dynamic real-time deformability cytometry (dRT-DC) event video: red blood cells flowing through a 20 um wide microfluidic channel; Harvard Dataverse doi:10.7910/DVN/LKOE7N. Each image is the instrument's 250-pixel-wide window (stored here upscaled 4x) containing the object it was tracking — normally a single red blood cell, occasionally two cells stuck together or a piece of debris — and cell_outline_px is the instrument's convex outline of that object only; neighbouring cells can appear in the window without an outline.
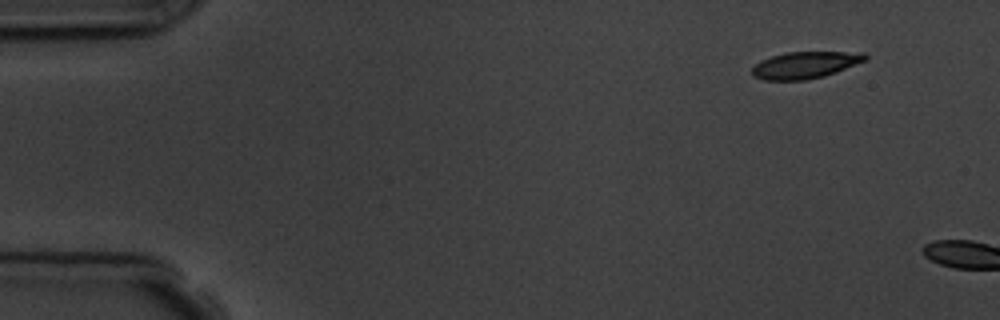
{"species": "common noctule bat (a hibernating species)", "species_latin": "Nyctalus noctula", "temperature_condition": "room temperature", "stored_images_in_passage": 2, "camera_frame_rate_fps": 3000, "um_per_image_px": 0.085, "animal": {"sex": "male", "body_mass_g": 19.5, "forearm_length_mm": 54.6}, "frame": {"image": 1, "passage_image": 1, "time_ms": 0.0, "image_size_px": [1000, 320], "cell_outline_px": [[868, 60], [836, 72], [824, 76], [804, 80], [764, 80], [752, 76], [752, 68], [760, 60], [772, 56], [788, 52], [864, 52], [868, 56]], "centroid_in_image_um": [68.46, 5.52], "position_along_channel_um": 16.5, "area_um2": 17.74}}